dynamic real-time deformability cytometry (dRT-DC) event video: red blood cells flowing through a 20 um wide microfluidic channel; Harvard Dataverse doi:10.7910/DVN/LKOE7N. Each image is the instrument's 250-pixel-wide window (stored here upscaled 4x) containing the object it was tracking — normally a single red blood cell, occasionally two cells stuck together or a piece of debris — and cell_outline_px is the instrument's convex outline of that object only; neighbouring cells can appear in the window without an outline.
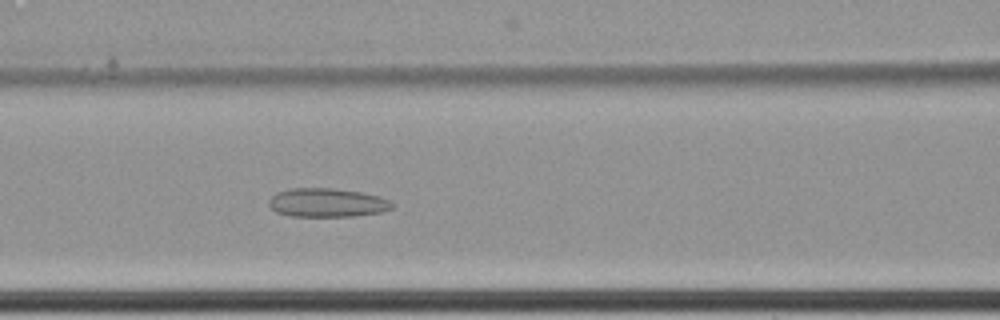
{"species": "common noctule bat (a hibernating species)", "species_latin": "Nyctalus noctula", "temperature_condition": "cold", "stored_images_in_passage": 43, "camera_frame_rate_fps": 3000, "um_per_image_px": 0.085, "animal": {"sex": "female", "body_mass_g": 22.7, "forearm_length_mm": 54.2}, "frame": {"image": 1, "passage_image": 10, "time_ms": 3.0, "image_size_px": [1000, 320], "cell_outline_px": [[396, 204], [392, 208], [380, 212], [352, 216], [288, 216], [276, 212], [268, 204], [268, 200], [276, 192], [288, 188], [332, 188], [360, 192], [380, 196], [392, 200]], "centroid_in_image_um": [27.81, 17.22], "position_along_channel_um": 138.8, "area_um2": 20.87}}
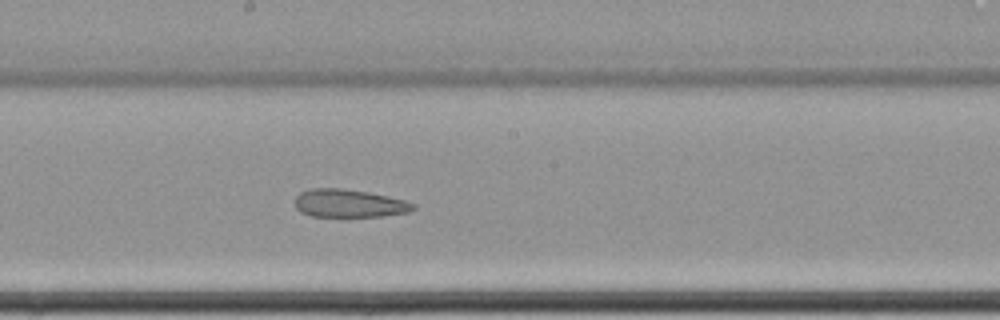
{"frame": {"image": 2, "passage_image": 17, "time_ms": 5.333, "image_size_px": [1000, 320], "cell_outline_px": [[416, 208], [412, 212], [380, 216], [312, 216], [300, 212], [296, 208], [296, 196], [300, 192], [312, 188], [344, 188], [368, 192], [388, 196], [404, 200], [416, 204]], "centroid_in_image_um": [29.7, 17.28], "position_along_channel_um": 218.5, "area_um2": 19.36}}
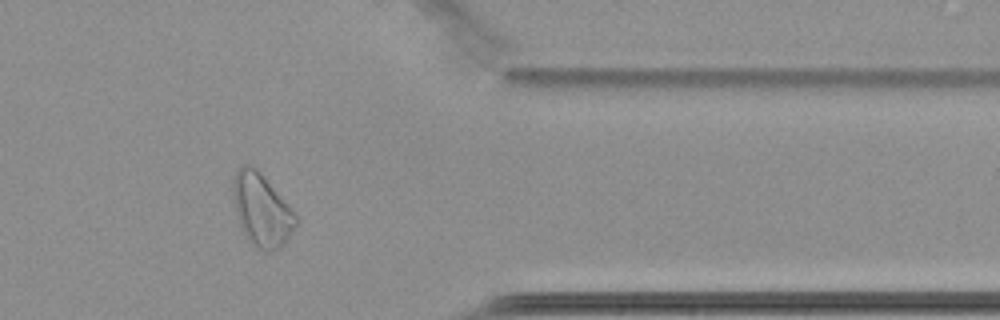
{"frame": {"image": 3, "passage_image": 33, "time_ms": 10.667, "image_size_px": [1000, 320], "cell_outline_px": [[300, 220], [284, 244], [280, 248], [268, 252], [256, 248], [248, 240], [240, 224], [236, 212], [232, 192], [232, 180], [236, 172], [244, 164], [248, 164], [256, 168], [260, 172], [288, 204]], "centroid_in_image_um": [22.25, 17.86], "position_along_channel_um": 389.1, "area_um2": 26.47}, "authors_computed_cell_mechanics": {"area_um2": 21.4438, "velocity_mm_per_s": 3.4266, "shape_relaxation_time_tau1_ms": null, "shape_relaxation_time_tau2_ms": 4.1685, "deformation_change_tau1": null, "deformation_change_tau2": 0.1182}}